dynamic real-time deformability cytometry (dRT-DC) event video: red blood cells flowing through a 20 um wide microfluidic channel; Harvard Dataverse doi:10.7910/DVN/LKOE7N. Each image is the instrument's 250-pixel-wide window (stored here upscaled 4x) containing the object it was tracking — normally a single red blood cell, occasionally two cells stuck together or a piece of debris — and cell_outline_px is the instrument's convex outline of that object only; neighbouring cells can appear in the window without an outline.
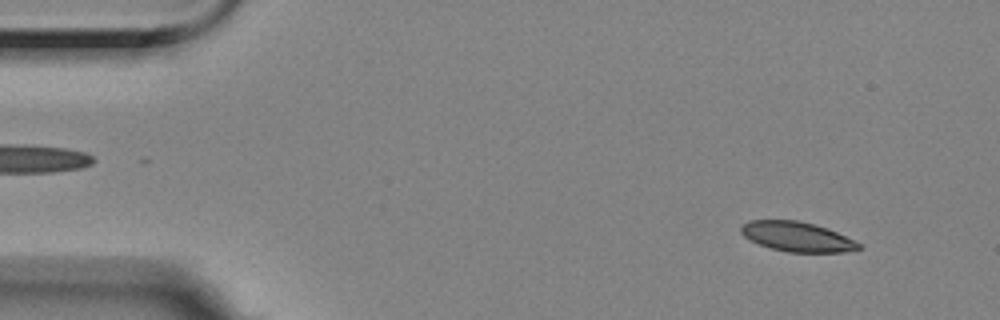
{"species": "Egyptian fruit bat (a non-hibernating species)", "species_latin": "Rousettus aegyptiacus", "temperature_condition": "room temperature", "stored_images_in_passage": 56, "camera_frame_rate_fps": 3000, "um_per_image_px": 0.085, "animal": {"sex": "female"}, "frame": {"image": 1, "passage_image": 5, "time_ms": 1.333, "image_size_px": [1000, 320], "cell_outline_px": [[860, 248], [844, 252], [788, 252], [772, 248], [748, 240], [740, 232], [740, 228], [748, 220], [796, 220], [816, 224], [828, 228], [860, 244]], "centroid_in_image_um": [67.7, 20.11], "position_along_channel_um": 17.3, "area_um2": 20.23}}
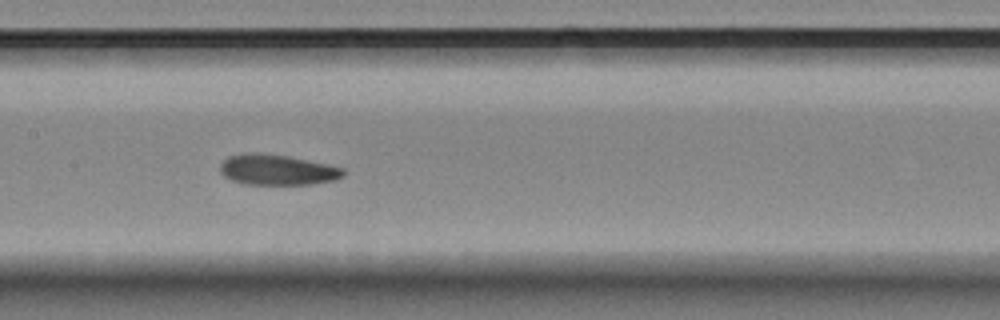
{"frame": {"image": 2, "passage_image": 27, "time_ms": 8.667, "image_size_px": [1000, 320], "cell_outline_px": [[344, 176], [336, 180], [312, 184], [244, 184], [232, 180], [224, 176], [220, 172], [220, 164], [228, 156], [248, 152], [260, 152], [288, 156], [328, 164], [344, 168]], "centroid_in_image_um": [23.56, 14.42], "position_along_channel_um": 183.8, "area_um2": 22.08}}
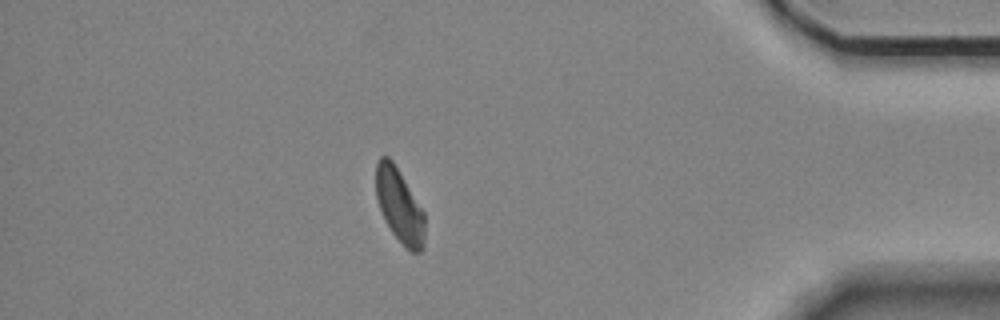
{"frame": {"image": 3, "passage_image": 49, "time_ms": 16.0, "image_size_px": [1000, 320], "cell_outline_px": [[424, 248], [420, 252], [412, 252], [392, 232], [384, 220], [376, 196], [376, 164], [380, 156], [388, 156], [392, 160], [424, 212]], "centroid_in_image_um": [33.94, 17.47], "position_along_channel_um": 401.3, "area_um2": 20.63}, "authors_computed_cell_mechanics": {"area_um2": 21.9351, "velocity_mm_per_s": 3.515, "shape_relaxation_time_tau1_ms": 4.9991, "shape_relaxation_time_tau2_ms": 3.4249, "deformation_change_tau1": 0.1144, "deformation_change_tau2": 0.0808}}